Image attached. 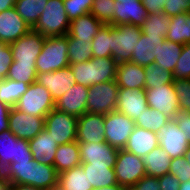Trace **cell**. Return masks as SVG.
I'll return each mask as SVG.
<instances>
[{
    "mask_svg": "<svg viewBox=\"0 0 190 190\" xmlns=\"http://www.w3.org/2000/svg\"><path fill=\"white\" fill-rule=\"evenodd\" d=\"M157 146V133L135 126L124 149L143 158Z\"/></svg>",
    "mask_w": 190,
    "mask_h": 190,
    "instance_id": "cell-24",
    "label": "cell"
},
{
    "mask_svg": "<svg viewBox=\"0 0 190 190\" xmlns=\"http://www.w3.org/2000/svg\"><path fill=\"white\" fill-rule=\"evenodd\" d=\"M111 31H112V25L105 24L95 35L91 43L93 57L95 58L112 57Z\"/></svg>",
    "mask_w": 190,
    "mask_h": 190,
    "instance_id": "cell-38",
    "label": "cell"
},
{
    "mask_svg": "<svg viewBox=\"0 0 190 190\" xmlns=\"http://www.w3.org/2000/svg\"><path fill=\"white\" fill-rule=\"evenodd\" d=\"M36 76V64L12 62L9 66L7 79L32 84L36 82Z\"/></svg>",
    "mask_w": 190,
    "mask_h": 190,
    "instance_id": "cell-41",
    "label": "cell"
},
{
    "mask_svg": "<svg viewBox=\"0 0 190 190\" xmlns=\"http://www.w3.org/2000/svg\"><path fill=\"white\" fill-rule=\"evenodd\" d=\"M169 173L176 177L180 183L190 180V165L184 156L171 159Z\"/></svg>",
    "mask_w": 190,
    "mask_h": 190,
    "instance_id": "cell-46",
    "label": "cell"
},
{
    "mask_svg": "<svg viewBox=\"0 0 190 190\" xmlns=\"http://www.w3.org/2000/svg\"><path fill=\"white\" fill-rule=\"evenodd\" d=\"M89 87L74 84L63 96L55 101V108L76 117L86 113Z\"/></svg>",
    "mask_w": 190,
    "mask_h": 190,
    "instance_id": "cell-22",
    "label": "cell"
},
{
    "mask_svg": "<svg viewBox=\"0 0 190 190\" xmlns=\"http://www.w3.org/2000/svg\"><path fill=\"white\" fill-rule=\"evenodd\" d=\"M166 0H141L144 7L146 8L147 14H160L163 13L164 5Z\"/></svg>",
    "mask_w": 190,
    "mask_h": 190,
    "instance_id": "cell-52",
    "label": "cell"
},
{
    "mask_svg": "<svg viewBox=\"0 0 190 190\" xmlns=\"http://www.w3.org/2000/svg\"><path fill=\"white\" fill-rule=\"evenodd\" d=\"M104 119L105 114L84 113L78 117L77 122V142H95L104 141Z\"/></svg>",
    "mask_w": 190,
    "mask_h": 190,
    "instance_id": "cell-21",
    "label": "cell"
},
{
    "mask_svg": "<svg viewBox=\"0 0 190 190\" xmlns=\"http://www.w3.org/2000/svg\"><path fill=\"white\" fill-rule=\"evenodd\" d=\"M45 127V117H36L11 107L9 113V130L21 139H33Z\"/></svg>",
    "mask_w": 190,
    "mask_h": 190,
    "instance_id": "cell-16",
    "label": "cell"
},
{
    "mask_svg": "<svg viewBox=\"0 0 190 190\" xmlns=\"http://www.w3.org/2000/svg\"><path fill=\"white\" fill-rule=\"evenodd\" d=\"M114 172L118 185L126 190H129L146 175L142 158L125 149L118 150Z\"/></svg>",
    "mask_w": 190,
    "mask_h": 190,
    "instance_id": "cell-7",
    "label": "cell"
},
{
    "mask_svg": "<svg viewBox=\"0 0 190 190\" xmlns=\"http://www.w3.org/2000/svg\"><path fill=\"white\" fill-rule=\"evenodd\" d=\"M11 107L4 102H0V133L9 129V113Z\"/></svg>",
    "mask_w": 190,
    "mask_h": 190,
    "instance_id": "cell-53",
    "label": "cell"
},
{
    "mask_svg": "<svg viewBox=\"0 0 190 190\" xmlns=\"http://www.w3.org/2000/svg\"><path fill=\"white\" fill-rule=\"evenodd\" d=\"M78 117L54 108L45 117L44 129L58 145L76 141Z\"/></svg>",
    "mask_w": 190,
    "mask_h": 190,
    "instance_id": "cell-10",
    "label": "cell"
},
{
    "mask_svg": "<svg viewBox=\"0 0 190 190\" xmlns=\"http://www.w3.org/2000/svg\"><path fill=\"white\" fill-rule=\"evenodd\" d=\"M142 160L148 176L159 177L169 173L171 158L160 146L155 147Z\"/></svg>",
    "mask_w": 190,
    "mask_h": 190,
    "instance_id": "cell-30",
    "label": "cell"
},
{
    "mask_svg": "<svg viewBox=\"0 0 190 190\" xmlns=\"http://www.w3.org/2000/svg\"><path fill=\"white\" fill-rule=\"evenodd\" d=\"M142 29L132 24L113 26L111 31L112 58L119 64L131 61L132 52L138 43Z\"/></svg>",
    "mask_w": 190,
    "mask_h": 190,
    "instance_id": "cell-6",
    "label": "cell"
},
{
    "mask_svg": "<svg viewBox=\"0 0 190 190\" xmlns=\"http://www.w3.org/2000/svg\"><path fill=\"white\" fill-rule=\"evenodd\" d=\"M148 14L141 0L115 1L113 26L132 24L141 27Z\"/></svg>",
    "mask_w": 190,
    "mask_h": 190,
    "instance_id": "cell-20",
    "label": "cell"
},
{
    "mask_svg": "<svg viewBox=\"0 0 190 190\" xmlns=\"http://www.w3.org/2000/svg\"><path fill=\"white\" fill-rule=\"evenodd\" d=\"M161 190H179L180 181L170 173L158 177Z\"/></svg>",
    "mask_w": 190,
    "mask_h": 190,
    "instance_id": "cell-51",
    "label": "cell"
},
{
    "mask_svg": "<svg viewBox=\"0 0 190 190\" xmlns=\"http://www.w3.org/2000/svg\"><path fill=\"white\" fill-rule=\"evenodd\" d=\"M12 62L13 55L10 44L0 42V80L7 78Z\"/></svg>",
    "mask_w": 190,
    "mask_h": 190,
    "instance_id": "cell-48",
    "label": "cell"
},
{
    "mask_svg": "<svg viewBox=\"0 0 190 190\" xmlns=\"http://www.w3.org/2000/svg\"><path fill=\"white\" fill-rule=\"evenodd\" d=\"M190 12V0H166L163 13L167 16H175Z\"/></svg>",
    "mask_w": 190,
    "mask_h": 190,
    "instance_id": "cell-47",
    "label": "cell"
},
{
    "mask_svg": "<svg viewBox=\"0 0 190 190\" xmlns=\"http://www.w3.org/2000/svg\"><path fill=\"white\" fill-rule=\"evenodd\" d=\"M116 82L119 88L145 89V67L131 61L119 63Z\"/></svg>",
    "mask_w": 190,
    "mask_h": 190,
    "instance_id": "cell-25",
    "label": "cell"
},
{
    "mask_svg": "<svg viewBox=\"0 0 190 190\" xmlns=\"http://www.w3.org/2000/svg\"><path fill=\"white\" fill-rule=\"evenodd\" d=\"M81 164L106 165L114 167L118 155V149L107 142H78Z\"/></svg>",
    "mask_w": 190,
    "mask_h": 190,
    "instance_id": "cell-15",
    "label": "cell"
},
{
    "mask_svg": "<svg viewBox=\"0 0 190 190\" xmlns=\"http://www.w3.org/2000/svg\"><path fill=\"white\" fill-rule=\"evenodd\" d=\"M166 38H150L141 34L135 50L132 52L131 62L140 66H150L155 63L156 45L161 46Z\"/></svg>",
    "mask_w": 190,
    "mask_h": 190,
    "instance_id": "cell-27",
    "label": "cell"
},
{
    "mask_svg": "<svg viewBox=\"0 0 190 190\" xmlns=\"http://www.w3.org/2000/svg\"><path fill=\"white\" fill-rule=\"evenodd\" d=\"M156 47L157 52L154 64L160 66L162 70H169L173 73L181 55L183 45L165 39L161 46L156 45Z\"/></svg>",
    "mask_w": 190,
    "mask_h": 190,
    "instance_id": "cell-32",
    "label": "cell"
},
{
    "mask_svg": "<svg viewBox=\"0 0 190 190\" xmlns=\"http://www.w3.org/2000/svg\"><path fill=\"white\" fill-rule=\"evenodd\" d=\"M48 0H16L14 8L32 29L43 13Z\"/></svg>",
    "mask_w": 190,
    "mask_h": 190,
    "instance_id": "cell-34",
    "label": "cell"
},
{
    "mask_svg": "<svg viewBox=\"0 0 190 190\" xmlns=\"http://www.w3.org/2000/svg\"><path fill=\"white\" fill-rule=\"evenodd\" d=\"M16 0H0V12L15 6Z\"/></svg>",
    "mask_w": 190,
    "mask_h": 190,
    "instance_id": "cell-55",
    "label": "cell"
},
{
    "mask_svg": "<svg viewBox=\"0 0 190 190\" xmlns=\"http://www.w3.org/2000/svg\"><path fill=\"white\" fill-rule=\"evenodd\" d=\"M114 0H93L90 13L101 23L111 24L114 21Z\"/></svg>",
    "mask_w": 190,
    "mask_h": 190,
    "instance_id": "cell-42",
    "label": "cell"
},
{
    "mask_svg": "<svg viewBox=\"0 0 190 190\" xmlns=\"http://www.w3.org/2000/svg\"><path fill=\"white\" fill-rule=\"evenodd\" d=\"M114 1H119L121 3V1H127V0H114Z\"/></svg>",
    "mask_w": 190,
    "mask_h": 190,
    "instance_id": "cell-61",
    "label": "cell"
},
{
    "mask_svg": "<svg viewBox=\"0 0 190 190\" xmlns=\"http://www.w3.org/2000/svg\"><path fill=\"white\" fill-rule=\"evenodd\" d=\"M169 20L170 17L164 13L150 14L141 26L142 33L150 38H165L169 27Z\"/></svg>",
    "mask_w": 190,
    "mask_h": 190,
    "instance_id": "cell-36",
    "label": "cell"
},
{
    "mask_svg": "<svg viewBox=\"0 0 190 190\" xmlns=\"http://www.w3.org/2000/svg\"><path fill=\"white\" fill-rule=\"evenodd\" d=\"M44 39V36L31 29L27 34L11 43L13 62L36 64Z\"/></svg>",
    "mask_w": 190,
    "mask_h": 190,
    "instance_id": "cell-13",
    "label": "cell"
},
{
    "mask_svg": "<svg viewBox=\"0 0 190 190\" xmlns=\"http://www.w3.org/2000/svg\"><path fill=\"white\" fill-rule=\"evenodd\" d=\"M68 19L70 21L90 13L93 0H63Z\"/></svg>",
    "mask_w": 190,
    "mask_h": 190,
    "instance_id": "cell-43",
    "label": "cell"
},
{
    "mask_svg": "<svg viewBox=\"0 0 190 190\" xmlns=\"http://www.w3.org/2000/svg\"><path fill=\"white\" fill-rule=\"evenodd\" d=\"M148 107L157 109L171 119L179 113V102L173 83L145 89Z\"/></svg>",
    "mask_w": 190,
    "mask_h": 190,
    "instance_id": "cell-12",
    "label": "cell"
},
{
    "mask_svg": "<svg viewBox=\"0 0 190 190\" xmlns=\"http://www.w3.org/2000/svg\"><path fill=\"white\" fill-rule=\"evenodd\" d=\"M103 25L91 13H87L70 21L69 30L66 35L91 44Z\"/></svg>",
    "mask_w": 190,
    "mask_h": 190,
    "instance_id": "cell-26",
    "label": "cell"
},
{
    "mask_svg": "<svg viewBox=\"0 0 190 190\" xmlns=\"http://www.w3.org/2000/svg\"><path fill=\"white\" fill-rule=\"evenodd\" d=\"M174 82L173 73L169 70H162L157 64L145 67V89L155 88Z\"/></svg>",
    "mask_w": 190,
    "mask_h": 190,
    "instance_id": "cell-40",
    "label": "cell"
},
{
    "mask_svg": "<svg viewBox=\"0 0 190 190\" xmlns=\"http://www.w3.org/2000/svg\"><path fill=\"white\" fill-rule=\"evenodd\" d=\"M28 143L33 159L39 163L54 166L58 144L45 129L33 139L28 140Z\"/></svg>",
    "mask_w": 190,
    "mask_h": 190,
    "instance_id": "cell-23",
    "label": "cell"
},
{
    "mask_svg": "<svg viewBox=\"0 0 190 190\" xmlns=\"http://www.w3.org/2000/svg\"><path fill=\"white\" fill-rule=\"evenodd\" d=\"M118 89L116 80L94 84L89 87L86 112L109 114L116 111Z\"/></svg>",
    "mask_w": 190,
    "mask_h": 190,
    "instance_id": "cell-9",
    "label": "cell"
},
{
    "mask_svg": "<svg viewBox=\"0 0 190 190\" xmlns=\"http://www.w3.org/2000/svg\"><path fill=\"white\" fill-rule=\"evenodd\" d=\"M184 157H185L186 161L188 162V164L190 165V146L184 153Z\"/></svg>",
    "mask_w": 190,
    "mask_h": 190,
    "instance_id": "cell-59",
    "label": "cell"
},
{
    "mask_svg": "<svg viewBox=\"0 0 190 190\" xmlns=\"http://www.w3.org/2000/svg\"><path fill=\"white\" fill-rule=\"evenodd\" d=\"M180 130L185 134L187 141L190 144V112L179 111L177 116L174 117Z\"/></svg>",
    "mask_w": 190,
    "mask_h": 190,
    "instance_id": "cell-50",
    "label": "cell"
},
{
    "mask_svg": "<svg viewBox=\"0 0 190 190\" xmlns=\"http://www.w3.org/2000/svg\"><path fill=\"white\" fill-rule=\"evenodd\" d=\"M12 183L5 177L3 173H0V190H11Z\"/></svg>",
    "mask_w": 190,
    "mask_h": 190,
    "instance_id": "cell-54",
    "label": "cell"
},
{
    "mask_svg": "<svg viewBox=\"0 0 190 190\" xmlns=\"http://www.w3.org/2000/svg\"><path fill=\"white\" fill-rule=\"evenodd\" d=\"M170 120H172L170 117L157 109L148 107L134 122L137 127L158 133V131Z\"/></svg>",
    "mask_w": 190,
    "mask_h": 190,
    "instance_id": "cell-37",
    "label": "cell"
},
{
    "mask_svg": "<svg viewBox=\"0 0 190 190\" xmlns=\"http://www.w3.org/2000/svg\"><path fill=\"white\" fill-rule=\"evenodd\" d=\"M14 108L28 115L46 117L55 108V101L44 86L34 82L29 85Z\"/></svg>",
    "mask_w": 190,
    "mask_h": 190,
    "instance_id": "cell-5",
    "label": "cell"
},
{
    "mask_svg": "<svg viewBox=\"0 0 190 190\" xmlns=\"http://www.w3.org/2000/svg\"><path fill=\"white\" fill-rule=\"evenodd\" d=\"M173 86L178 97L179 110L190 112V78L174 80Z\"/></svg>",
    "mask_w": 190,
    "mask_h": 190,
    "instance_id": "cell-44",
    "label": "cell"
},
{
    "mask_svg": "<svg viewBox=\"0 0 190 190\" xmlns=\"http://www.w3.org/2000/svg\"><path fill=\"white\" fill-rule=\"evenodd\" d=\"M129 190H161L158 177L145 175Z\"/></svg>",
    "mask_w": 190,
    "mask_h": 190,
    "instance_id": "cell-49",
    "label": "cell"
},
{
    "mask_svg": "<svg viewBox=\"0 0 190 190\" xmlns=\"http://www.w3.org/2000/svg\"><path fill=\"white\" fill-rule=\"evenodd\" d=\"M36 82L44 86L57 101L76 84V79L70 66H67L54 72L37 73Z\"/></svg>",
    "mask_w": 190,
    "mask_h": 190,
    "instance_id": "cell-17",
    "label": "cell"
},
{
    "mask_svg": "<svg viewBox=\"0 0 190 190\" xmlns=\"http://www.w3.org/2000/svg\"><path fill=\"white\" fill-rule=\"evenodd\" d=\"M30 30L14 7L0 12V42L11 44Z\"/></svg>",
    "mask_w": 190,
    "mask_h": 190,
    "instance_id": "cell-19",
    "label": "cell"
},
{
    "mask_svg": "<svg viewBox=\"0 0 190 190\" xmlns=\"http://www.w3.org/2000/svg\"><path fill=\"white\" fill-rule=\"evenodd\" d=\"M69 65L67 35L45 38L36 59L37 73L54 72Z\"/></svg>",
    "mask_w": 190,
    "mask_h": 190,
    "instance_id": "cell-4",
    "label": "cell"
},
{
    "mask_svg": "<svg viewBox=\"0 0 190 190\" xmlns=\"http://www.w3.org/2000/svg\"><path fill=\"white\" fill-rule=\"evenodd\" d=\"M30 84L11 79L0 80V102L14 107L20 97L27 91Z\"/></svg>",
    "mask_w": 190,
    "mask_h": 190,
    "instance_id": "cell-35",
    "label": "cell"
},
{
    "mask_svg": "<svg viewBox=\"0 0 190 190\" xmlns=\"http://www.w3.org/2000/svg\"><path fill=\"white\" fill-rule=\"evenodd\" d=\"M48 190H63V189L61 187H59L58 185H56Z\"/></svg>",
    "mask_w": 190,
    "mask_h": 190,
    "instance_id": "cell-60",
    "label": "cell"
},
{
    "mask_svg": "<svg viewBox=\"0 0 190 190\" xmlns=\"http://www.w3.org/2000/svg\"><path fill=\"white\" fill-rule=\"evenodd\" d=\"M81 167L84 170L85 175H87L88 182L94 189L118 184L114 167L92 164H81Z\"/></svg>",
    "mask_w": 190,
    "mask_h": 190,
    "instance_id": "cell-29",
    "label": "cell"
},
{
    "mask_svg": "<svg viewBox=\"0 0 190 190\" xmlns=\"http://www.w3.org/2000/svg\"><path fill=\"white\" fill-rule=\"evenodd\" d=\"M93 190H126L124 187L119 186L118 184L113 186H108L104 188H95Z\"/></svg>",
    "mask_w": 190,
    "mask_h": 190,
    "instance_id": "cell-57",
    "label": "cell"
},
{
    "mask_svg": "<svg viewBox=\"0 0 190 190\" xmlns=\"http://www.w3.org/2000/svg\"><path fill=\"white\" fill-rule=\"evenodd\" d=\"M165 38L181 45L190 43V12L170 17Z\"/></svg>",
    "mask_w": 190,
    "mask_h": 190,
    "instance_id": "cell-31",
    "label": "cell"
},
{
    "mask_svg": "<svg viewBox=\"0 0 190 190\" xmlns=\"http://www.w3.org/2000/svg\"><path fill=\"white\" fill-rule=\"evenodd\" d=\"M179 190H190V180L185 183H181Z\"/></svg>",
    "mask_w": 190,
    "mask_h": 190,
    "instance_id": "cell-58",
    "label": "cell"
},
{
    "mask_svg": "<svg viewBox=\"0 0 190 190\" xmlns=\"http://www.w3.org/2000/svg\"><path fill=\"white\" fill-rule=\"evenodd\" d=\"M81 165L80 150L77 141L58 145L54 167L58 174Z\"/></svg>",
    "mask_w": 190,
    "mask_h": 190,
    "instance_id": "cell-28",
    "label": "cell"
},
{
    "mask_svg": "<svg viewBox=\"0 0 190 190\" xmlns=\"http://www.w3.org/2000/svg\"><path fill=\"white\" fill-rule=\"evenodd\" d=\"M58 186L63 190H93L81 165L58 174Z\"/></svg>",
    "mask_w": 190,
    "mask_h": 190,
    "instance_id": "cell-33",
    "label": "cell"
},
{
    "mask_svg": "<svg viewBox=\"0 0 190 190\" xmlns=\"http://www.w3.org/2000/svg\"><path fill=\"white\" fill-rule=\"evenodd\" d=\"M148 108L145 89L119 88L116 111L136 121Z\"/></svg>",
    "mask_w": 190,
    "mask_h": 190,
    "instance_id": "cell-18",
    "label": "cell"
},
{
    "mask_svg": "<svg viewBox=\"0 0 190 190\" xmlns=\"http://www.w3.org/2000/svg\"><path fill=\"white\" fill-rule=\"evenodd\" d=\"M173 76L174 80L190 78V43L183 45Z\"/></svg>",
    "mask_w": 190,
    "mask_h": 190,
    "instance_id": "cell-45",
    "label": "cell"
},
{
    "mask_svg": "<svg viewBox=\"0 0 190 190\" xmlns=\"http://www.w3.org/2000/svg\"><path fill=\"white\" fill-rule=\"evenodd\" d=\"M28 140L17 138L9 129L0 133V173L5 174L15 161H31Z\"/></svg>",
    "mask_w": 190,
    "mask_h": 190,
    "instance_id": "cell-8",
    "label": "cell"
},
{
    "mask_svg": "<svg viewBox=\"0 0 190 190\" xmlns=\"http://www.w3.org/2000/svg\"><path fill=\"white\" fill-rule=\"evenodd\" d=\"M5 177L12 184H23L48 190L58 185V173L54 166L31 161H15L5 172Z\"/></svg>",
    "mask_w": 190,
    "mask_h": 190,
    "instance_id": "cell-1",
    "label": "cell"
},
{
    "mask_svg": "<svg viewBox=\"0 0 190 190\" xmlns=\"http://www.w3.org/2000/svg\"><path fill=\"white\" fill-rule=\"evenodd\" d=\"M70 20L64 8L63 0H48L45 9L32 30L45 38L60 37L68 33Z\"/></svg>",
    "mask_w": 190,
    "mask_h": 190,
    "instance_id": "cell-3",
    "label": "cell"
},
{
    "mask_svg": "<svg viewBox=\"0 0 190 190\" xmlns=\"http://www.w3.org/2000/svg\"><path fill=\"white\" fill-rule=\"evenodd\" d=\"M11 190H41L30 185L13 184Z\"/></svg>",
    "mask_w": 190,
    "mask_h": 190,
    "instance_id": "cell-56",
    "label": "cell"
},
{
    "mask_svg": "<svg viewBox=\"0 0 190 190\" xmlns=\"http://www.w3.org/2000/svg\"><path fill=\"white\" fill-rule=\"evenodd\" d=\"M68 59L70 64H78L92 59L91 44L77 40L72 36H67Z\"/></svg>",
    "mask_w": 190,
    "mask_h": 190,
    "instance_id": "cell-39",
    "label": "cell"
},
{
    "mask_svg": "<svg viewBox=\"0 0 190 190\" xmlns=\"http://www.w3.org/2000/svg\"><path fill=\"white\" fill-rule=\"evenodd\" d=\"M134 127L135 122L120 112L112 111L105 114L104 141L118 150L124 149Z\"/></svg>",
    "mask_w": 190,
    "mask_h": 190,
    "instance_id": "cell-11",
    "label": "cell"
},
{
    "mask_svg": "<svg viewBox=\"0 0 190 190\" xmlns=\"http://www.w3.org/2000/svg\"><path fill=\"white\" fill-rule=\"evenodd\" d=\"M118 63L112 57H92L78 64H70L76 83L91 87L94 84L116 80Z\"/></svg>",
    "mask_w": 190,
    "mask_h": 190,
    "instance_id": "cell-2",
    "label": "cell"
},
{
    "mask_svg": "<svg viewBox=\"0 0 190 190\" xmlns=\"http://www.w3.org/2000/svg\"><path fill=\"white\" fill-rule=\"evenodd\" d=\"M157 138L159 146L169 154L171 159L184 156L190 146L184 132L179 129L174 119L158 131Z\"/></svg>",
    "mask_w": 190,
    "mask_h": 190,
    "instance_id": "cell-14",
    "label": "cell"
}]
</instances>
